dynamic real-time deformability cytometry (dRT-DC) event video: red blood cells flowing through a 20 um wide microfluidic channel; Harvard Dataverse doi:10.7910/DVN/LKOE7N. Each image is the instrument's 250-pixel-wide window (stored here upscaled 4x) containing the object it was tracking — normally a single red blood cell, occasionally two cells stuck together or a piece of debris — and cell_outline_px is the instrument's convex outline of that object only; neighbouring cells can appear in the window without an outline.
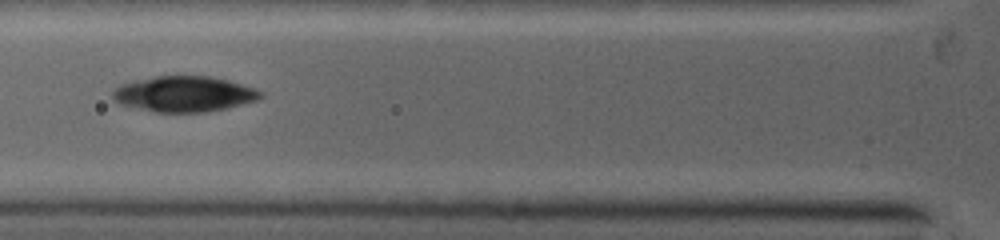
{"species": "common noctule bat (a hibernating species)", "species_latin": "Nyctalus noctula", "temperature_condition": "warm", "stored_images_in_passage": 5, "camera_frame_rate_fps": 5000, "um_per_image_px": 0.085, "animal": {"sex": "female", "body_mass_g": 19.0, "forearm_length_mm": 53.3}, "frame": {"image": 1, "passage_image": 3, "time_ms": 1.4, "image_size_px": [1000, 240], "cell_outline_px": [[260, 96], [256, 100], [224, 108], [204, 112], [156, 112], [124, 104], [116, 100], [112, 96], [112, 92], [116, 88], [124, 84], [156, 76], [208, 76], [228, 80], [252, 88], [260, 92]], "centroid_in_image_um": [15.64, 7.98], "position_along_channel_um": 110.2, "area_um2": 29.65}}
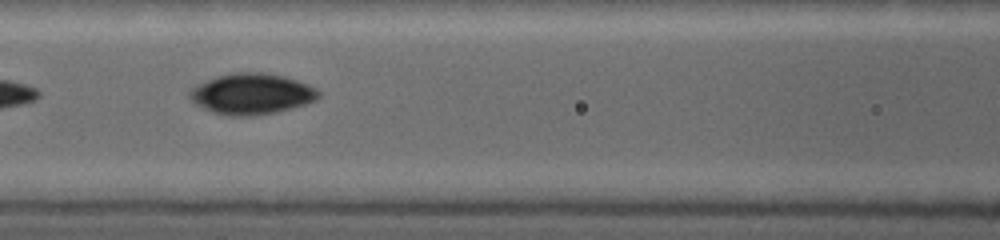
{"frame": {"image": 2, "passage_image": 4, "time_ms": 2.2, "image_size_px": [1000, 240], "cell_outline_px": [[320, 96], [316, 100], [304, 104], [272, 112], [240, 116], [216, 112], [192, 100], [192, 88], [200, 84], [220, 76], [280, 76], [304, 84], [320, 92]], "centroid_in_image_um": [21.44, 8.03], "position_along_channel_um": 145.2, "area_um2": 27.63}}
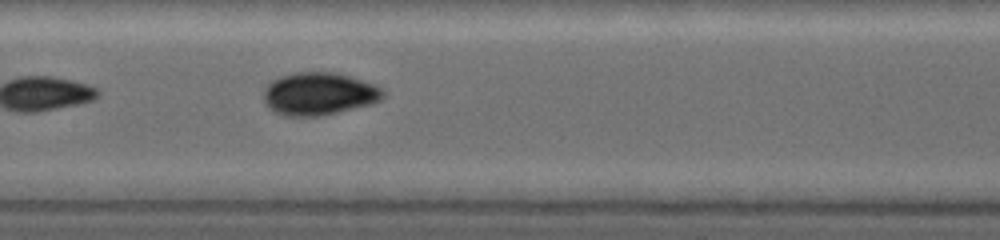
{"frame": {"image": 3, "passage_image": 5, "time_ms": 3.0, "image_size_px": [1000, 240], "cell_outline_px": [[384, 96], [368, 104], [332, 112], [312, 116], [288, 116], [276, 112], [264, 100], [264, 88], [272, 80], [280, 76], [300, 72], [332, 72], [348, 76], [372, 84], [384, 92]], "centroid_in_image_um": [27.04, 7.95], "position_along_channel_um": 180.4, "area_um2": 28.55}}